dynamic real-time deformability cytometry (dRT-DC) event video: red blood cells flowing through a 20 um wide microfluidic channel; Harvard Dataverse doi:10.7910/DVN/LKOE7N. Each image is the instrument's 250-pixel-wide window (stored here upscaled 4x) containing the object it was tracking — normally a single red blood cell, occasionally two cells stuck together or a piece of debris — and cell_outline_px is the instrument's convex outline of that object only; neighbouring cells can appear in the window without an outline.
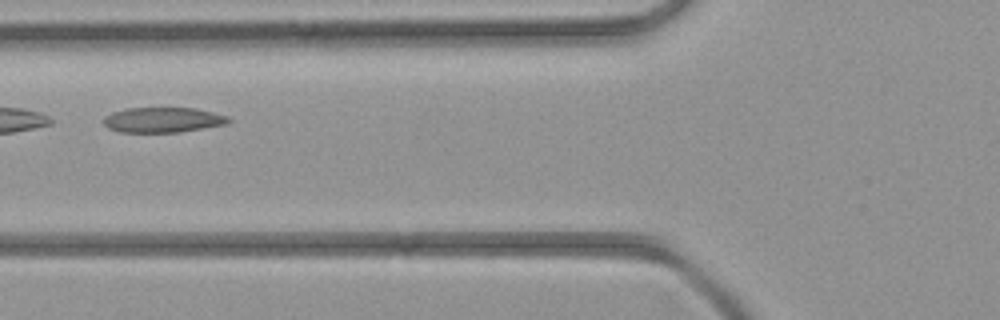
{"species": "common noctule bat (a hibernating species)", "species_latin": "Nyctalus noctula", "temperature_condition": "room temperature", "stored_images_in_passage": 6, "camera_frame_rate_fps": 3000, "um_per_image_px": 0.085, "animal": {"sex": "female", "body_mass_g": 21.9}, "frame": {"image": 1, "passage_image": 6, "time_ms": 5.667, "image_size_px": [1000, 320], "cell_outline_px": [[232, 120], [228, 124], [180, 132], [120, 132], [108, 128], [104, 124], [104, 116], [112, 112], [128, 108], [196, 108], [228, 116]], "centroid_in_image_um": [13.87, 10.19], "position_along_channel_um": 111.9, "area_um2": 18.38}}